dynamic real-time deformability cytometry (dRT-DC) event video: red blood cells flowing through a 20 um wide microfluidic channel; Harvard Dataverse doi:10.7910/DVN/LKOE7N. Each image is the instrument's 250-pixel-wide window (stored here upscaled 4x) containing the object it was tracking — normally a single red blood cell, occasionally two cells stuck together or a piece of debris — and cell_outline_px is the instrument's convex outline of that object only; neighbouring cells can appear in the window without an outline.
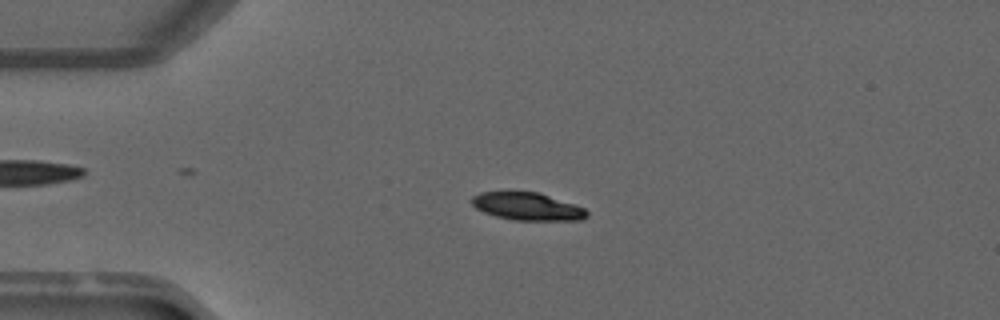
{"species": "common noctule bat (a hibernating species)", "species_latin": "Nyctalus noctula", "temperature_condition": "warm", "stored_images_in_passage": 45, "camera_frame_rate_fps": 3000, "um_per_image_px": 0.085, "animal": {"sex": "male", "forearm_length_mm": 52.5}, "frame": {"image": 1, "passage_image": 12, "time_ms": 3.667, "image_size_px": [1000, 320], "cell_outline_px": [[588, 216], [584, 220], [512, 220], [496, 216], [484, 212], [476, 208], [472, 204], [472, 196], [480, 192], [540, 192], [584, 208], [588, 212]], "centroid_in_image_um": [44.84, 17.55], "position_along_channel_um": 40.2, "area_um2": 18.5}}
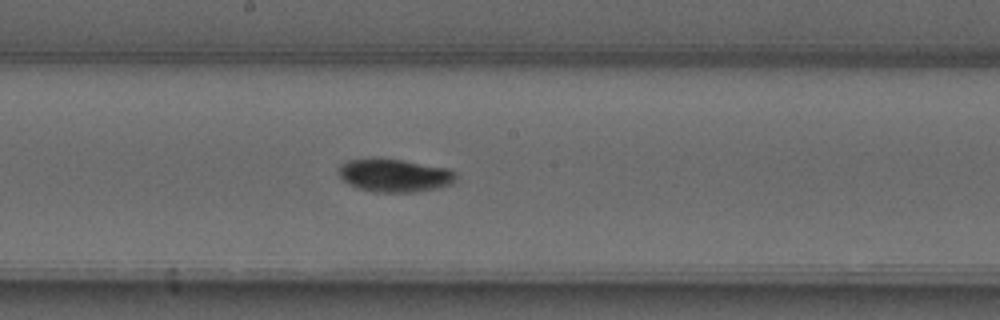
{"frame": {"image": 2, "passage_image": 27, "time_ms": 8.667, "image_size_px": [1000, 320], "cell_outline_px": [[456, 180], [452, 184], [436, 188], [416, 192], [372, 192], [348, 184], [336, 172], [340, 164], [348, 160], [372, 156], [400, 160], [448, 168], [456, 172]], "centroid_in_image_um": [33.49, 14.89], "position_along_channel_um": 214.7, "area_um2": 23.0}}
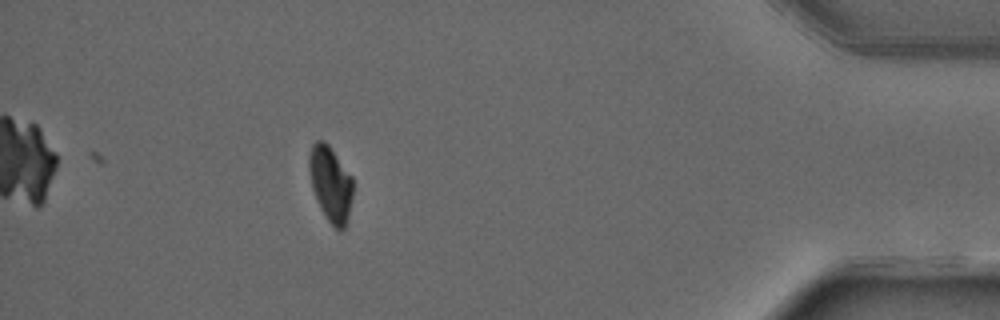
{"frame": {"image": 3, "passage_image": 45, "time_ms": 14.667, "image_size_px": [1000, 320], "cell_outline_px": [[352, 196], [348, 216], [344, 228], [340, 232], [328, 220], [320, 208], [316, 200], [312, 188], [308, 168], [308, 156], [312, 144], [316, 140], [324, 140], [328, 144], [352, 176]], "centroid_in_image_um": [28.07, 15.59], "position_along_channel_um": 407.1, "area_um2": 19.25}, "authors_computed_cell_mechanics": {"area_um2": 20.519, "velocity_mm_per_s": 4.0817, "shape_relaxation_time_tau1_ms": 5.6768, "shape_relaxation_time_tau2_ms": null, "deformation_change_tau1": 0.2001, "deformation_change_tau2": null}}